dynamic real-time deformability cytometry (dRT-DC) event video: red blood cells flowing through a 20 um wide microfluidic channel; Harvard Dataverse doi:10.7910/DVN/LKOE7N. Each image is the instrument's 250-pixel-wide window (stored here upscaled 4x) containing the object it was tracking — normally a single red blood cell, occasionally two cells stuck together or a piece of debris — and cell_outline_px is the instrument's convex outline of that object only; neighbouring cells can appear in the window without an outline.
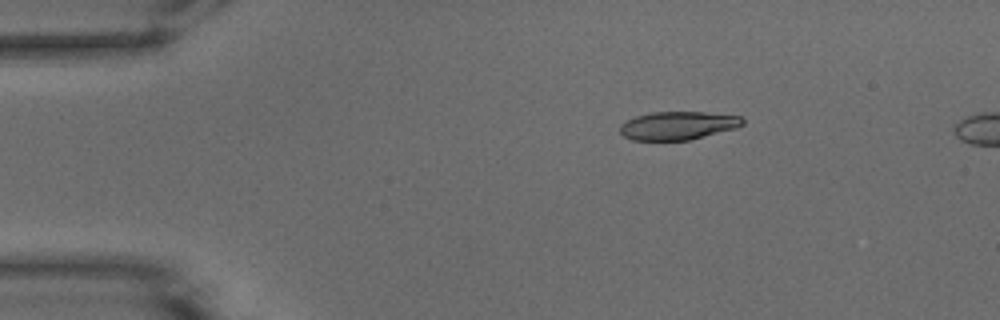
{"species": "common noctule bat (a hibernating species)", "species_latin": "Nyctalus noctula", "temperature_condition": "warm", "stored_images_in_passage": 43, "camera_frame_rate_fps": 3000, "um_per_image_px": 0.085, "animal": {"sex": "male", "body_mass_g": 15.6}, "frame": {"image": 1, "passage_image": 1, "time_ms": 0.0, "image_size_px": [1000, 320], "cell_outline_px": [[744, 124], [736, 128], [688, 140], [632, 140], [624, 136], [620, 132], [620, 124], [636, 116], [652, 112], [704, 112], [740, 116], [744, 120]], "centroid_in_image_um": [57.62, 10.67], "position_along_channel_um": 27.4, "area_um2": 20.06}}
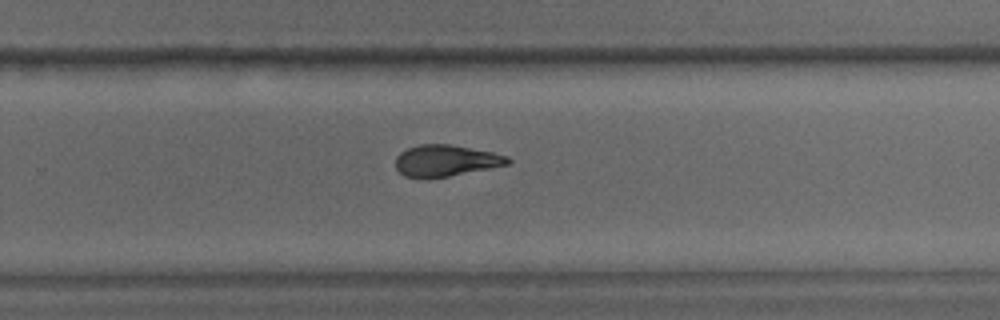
{"frame": {"image": 2, "passage_image": 26, "time_ms": 8.333, "image_size_px": [1000, 320], "cell_outline_px": [[512, 160], [508, 164], [448, 176], [404, 176], [396, 168], [396, 156], [400, 152], [408, 148], [420, 144], [452, 144], [492, 152], [508, 156]], "centroid_in_image_um": [37.9, 13.62], "position_along_channel_um": 291.9, "area_um2": 20.06}}
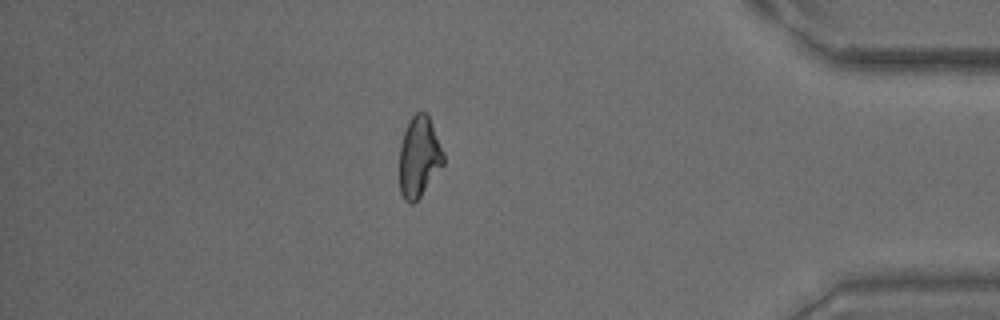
{"frame": {"image": 3, "passage_image": 37, "time_ms": 12.0, "image_size_px": [1000, 320], "cell_outline_px": [[444, 164], [420, 196], [412, 204], [408, 204], [404, 200], [400, 192], [400, 144], [408, 120], [416, 112], [428, 112], [444, 152]], "centroid_in_image_um": [35.62, 13.31], "position_along_channel_um": 399.6, "area_um2": 20.87}}